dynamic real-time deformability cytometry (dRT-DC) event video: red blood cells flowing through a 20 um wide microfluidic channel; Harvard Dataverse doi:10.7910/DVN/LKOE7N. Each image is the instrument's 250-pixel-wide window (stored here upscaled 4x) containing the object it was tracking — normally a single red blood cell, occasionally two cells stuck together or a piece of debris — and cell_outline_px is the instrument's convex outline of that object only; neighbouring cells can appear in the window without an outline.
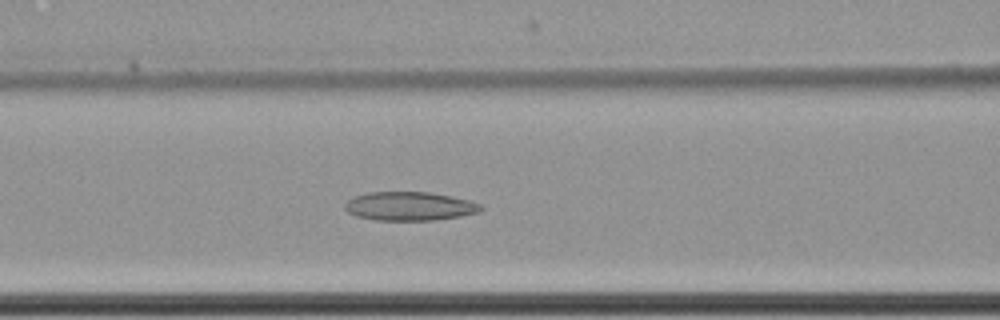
{"species": "common noctule bat (a hibernating species)", "species_latin": "Nyctalus noctula", "temperature_condition": "cold", "stored_images_in_passage": 50, "camera_frame_rate_fps": 3000, "um_per_image_px": 0.085, "animal": {"sex": "female", "body_mass_g": 22.7, "forearm_length_mm": 54.2}, "frame": {"image": 1, "passage_image": 18, "time_ms": 5.667, "image_size_px": [1000, 320], "cell_outline_px": [[484, 208], [480, 212], [460, 216], [436, 220], [376, 220], [356, 216], [348, 212], [344, 208], [344, 204], [352, 196], [368, 192], [432, 192], [452, 196], [468, 200], [480, 204]], "centroid_in_image_um": [34.81, 17.52], "position_along_channel_um": 131.8, "area_um2": 22.95}}
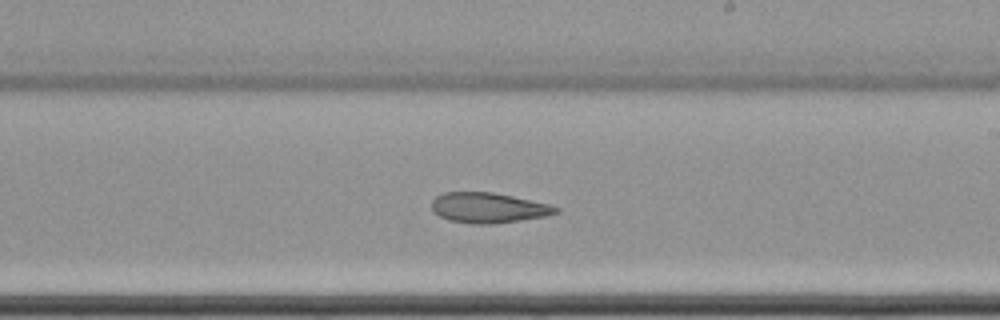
{"frame": {"image": 2, "passage_image": 28, "time_ms": 9.0, "image_size_px": [1000, 320], "cell_outline_px": [[560, 212], [544, 216], [496, 224], [476, 224], [448, 220], [432, 212], [432, 200], [436, 196], [444, 192], [492, 192], [512, 196], [548, 204], [560, 208]], "centroid_in_image_um": [41.48, 17.66], "position_along_channel_um": 247.5, "area_um2": 21.85}}
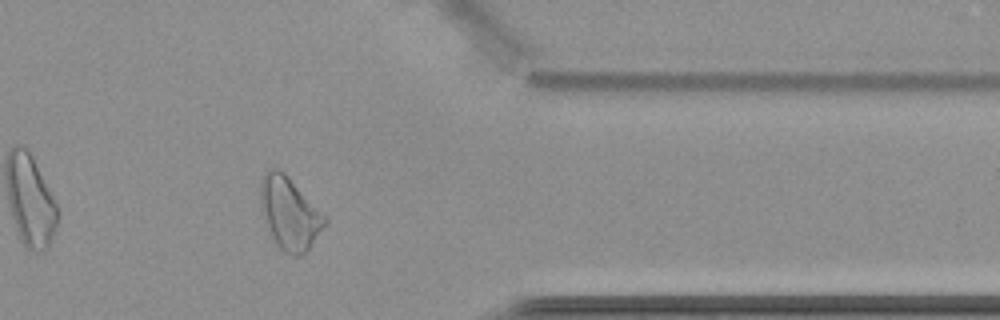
{"frame": {"image": 3, "passage_image": 41, "time_ms": 13.333, "image_size_px": [1000, 320], "cell_outline_px": [[328, 224], [308, 248], [304, 252], [296, 256], [292, 256], [284, 252], [280, 248], [272, 236], [260, 208], [260, 180], [264, 172], [268, 168], [276, 168], [284, 172], [328, 216]], "centroid_in_image_um": [24.63, 18.09], "position_along_channel_um": 386.8, "area_um2": 27.34}, "authors_computed_cell_mechanics": {"area_um2": 25.0274, "velocity_mm_per_s": 3.4862, "shape_relaxation_time_tau1_ms": null, "shape_relaxation_time_tau2_ms": 7.3689, "deformation_change_tau1": null, "deformation_change_tau2": 0.154}}